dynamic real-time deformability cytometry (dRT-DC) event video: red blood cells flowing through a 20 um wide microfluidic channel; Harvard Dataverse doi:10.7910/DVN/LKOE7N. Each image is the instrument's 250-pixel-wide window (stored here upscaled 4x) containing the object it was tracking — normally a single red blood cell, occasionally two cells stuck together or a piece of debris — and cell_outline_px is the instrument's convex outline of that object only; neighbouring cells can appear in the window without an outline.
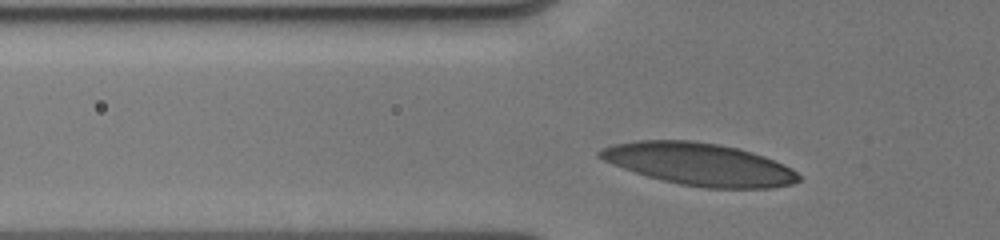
{"species": "human", "species_latin": "Homo sapiens", "temperature_condition": "cold", "stored_images_in_passage": 33, "camera_frame_rate_fps": 3000, "um_per_image_px": 0.085, "donor": {"sex": "male"}, "frame": {"image": 1, "passage_image": 3, "time_ms": 0.667, "image_size_px": [1000, 240], "cell_outline_px": [[800, 180], [792, 184], [772, 188], [704, 188], [680, 184], [648, 176], [612, 164], [596, 156], [596, 152], [600, 148], [612, 144], [636, 140], [692, 140], [716, 144], [736, 148], [752, 152], [764, 156], [784, 164], [792, 168], [800, 176]], "centroid_in_image_um": [59.43, 13.95], "position_along_channel_um": 66.4, "area_um2": 49.01}}
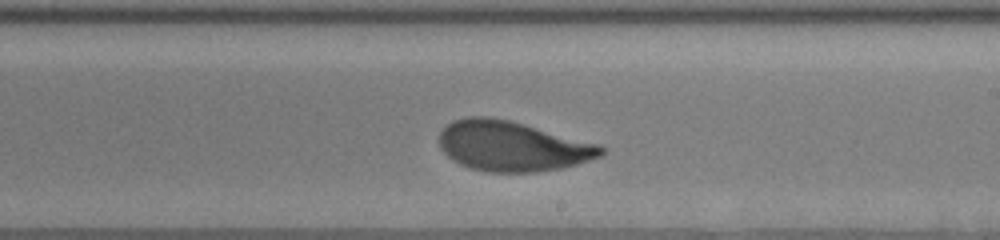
{"frame": {"image": 2, "passage_image": 18, "time_ms": 5.333, "image_size_px": [1000, 240], "cell_outline_px": [[604, 152], [600, 156], [576, 164], [560, 168], [536, 172], [488, 172], [472, 168], [460, 164], [452, 160], [440, 148], [440, 132], [452, 120], [468, 116], [488, 116], [508, 120], [524, 124], [600, 144], [604, 148]], "centroid_in_image_um": [43.52, 12.42], "position_along_channel_um": 245.5, "area_um2": 46.99}}
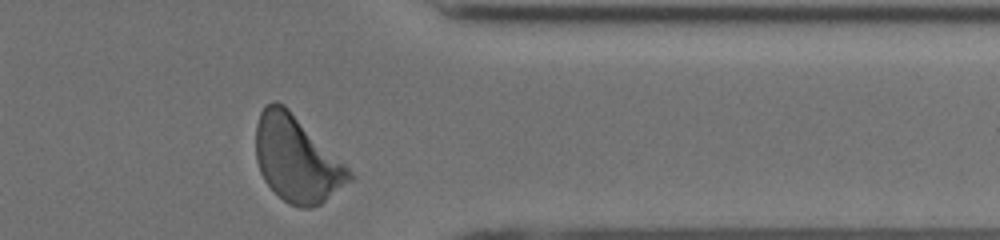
{"frame": {"image": 3, "passage_image": 29, "time_ms": 9.0, "image_size_px": [1000, 240], "cell_outline_px": [[356, 176], [352, 180], [320, 204], [312, 208], [300, 208], [288, 204], [264, 180], [260, 172], [256, 160], [256, 124], [260, 112], [264, 104], [276, 100], [284, 104]], "centroid_in_image_um": [25.19, 13.52], "position_along_channel_um": 386.2, "area_um2": 46.41}, "authors_computed_cell_mechanics": {"area_um2": 47.2226, "velocity_mm_per_s": 3.9636, "shape_relaxation_time_tau1_ms": 2.2785, "shape_relaxation_time_tau2_ms": 0.7139, "deformation_change_tau1": 0.1456, "deformation_change_tau2": 0.0579}}